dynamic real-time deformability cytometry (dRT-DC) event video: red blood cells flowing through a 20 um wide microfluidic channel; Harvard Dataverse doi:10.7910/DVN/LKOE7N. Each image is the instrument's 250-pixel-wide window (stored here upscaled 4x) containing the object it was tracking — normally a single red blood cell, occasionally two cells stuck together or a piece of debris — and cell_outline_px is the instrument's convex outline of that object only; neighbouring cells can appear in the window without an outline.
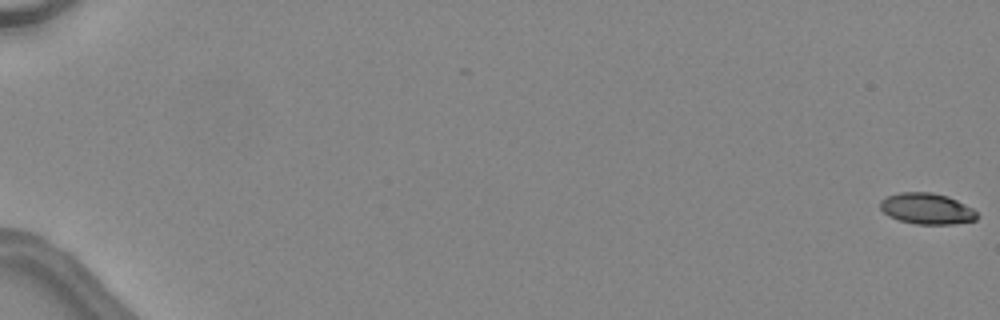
{"species": "common noctule bat (a hibernating species)", "species_latin": "Nyctalus noctula", "temperature_condition": "warm", "stored_images_in_passage": 17, "camera_frame_rate_fps": 3000, "um_per_image_px": 0.085, "animal": {"sex": "female", "body_mass_g": 24.6, "forearm_length_mm": 56.2}, "frame": {"image": 1, "passage_image": 1, "time_ms": 0.0, "image_size_px": [1000, 320], "cell_outline_px": [[980, 216], [976, 220], [952, 224], [916, 224], [900, 220], [888, 216], [880, 208], [880, 200], [888, 196], [900, 192], [932, 192], [948, 196], [972, 208]], "centroid_in_image_um": [78.79, 17.73], "position_along_channel_um": 6.2, "area_um2": 17.51}}
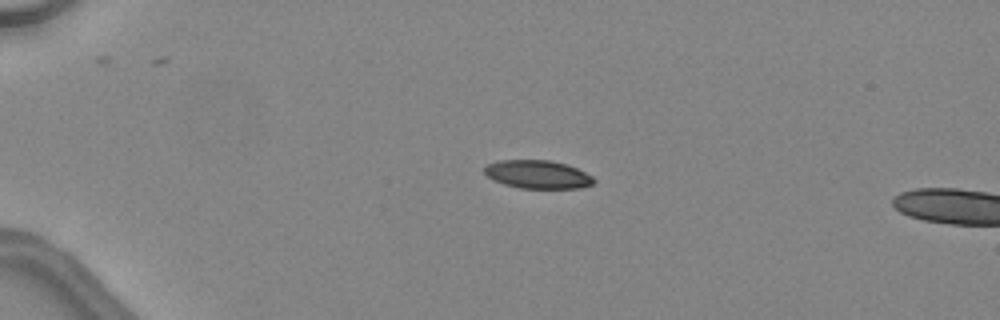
{"frame": {"image": 2, "passage_image": 14, "time_ms": 4.333, "image_size_px": [1000, 320], "cell_outline_px": [[596, 180], [592, 184], [580, 188], [520, 188], [504, 184], [492, 180], [484, 172], [484, 168], [488, 164], [500, 160], [548, 160], [568, 164], [592, 176]], "centroid_in_image_um": [45.7, 14.82], "position_along_channel_um": 39.3, "area_um2": 17.98}}